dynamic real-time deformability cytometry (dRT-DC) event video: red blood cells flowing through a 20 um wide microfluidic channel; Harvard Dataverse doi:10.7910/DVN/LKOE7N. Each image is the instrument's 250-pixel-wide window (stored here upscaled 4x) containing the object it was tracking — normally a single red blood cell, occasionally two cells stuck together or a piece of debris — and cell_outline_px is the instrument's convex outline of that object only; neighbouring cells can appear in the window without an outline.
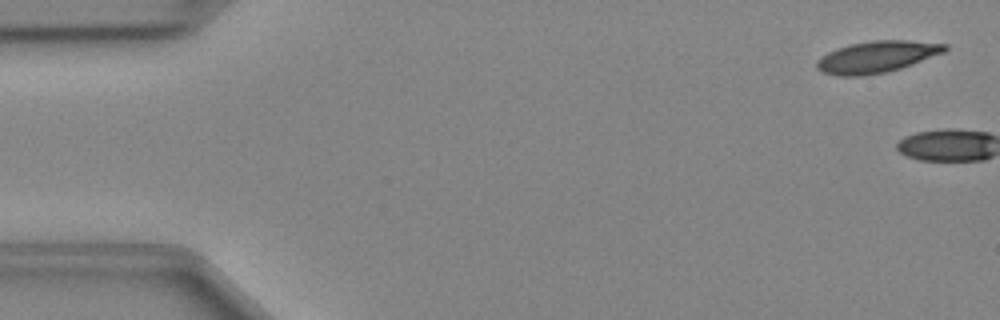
{"species": "Egyptian fruit bat (a non-hibernating species)", "species_latin": "Rousettus aegyptiacus", "temperature_condition": "cold", "stored_images_in_passage": 3, "camera_frame_rate_fps": 3000, "um_per_image_px": 0.085, "animal": {"sex": "female"}, "frame": {"image": 1, "passage_image": 2, "time_ms": 0.333, "image_size_px": [1000, 320], "cell_outline_px": [[948, 48], [944, 52], [912, 64], [888, 72], [864, 76], [840, 76], [820, 72], [816, 68], [816, 60], [828, 52], [836, 48], [848, 44], [872, 40], [908, 40], [948, 44]], "centroid_in_image_um": [74.49, 4.83], "position_along_channel_um": 10.5, "area_um2": 23.81}}